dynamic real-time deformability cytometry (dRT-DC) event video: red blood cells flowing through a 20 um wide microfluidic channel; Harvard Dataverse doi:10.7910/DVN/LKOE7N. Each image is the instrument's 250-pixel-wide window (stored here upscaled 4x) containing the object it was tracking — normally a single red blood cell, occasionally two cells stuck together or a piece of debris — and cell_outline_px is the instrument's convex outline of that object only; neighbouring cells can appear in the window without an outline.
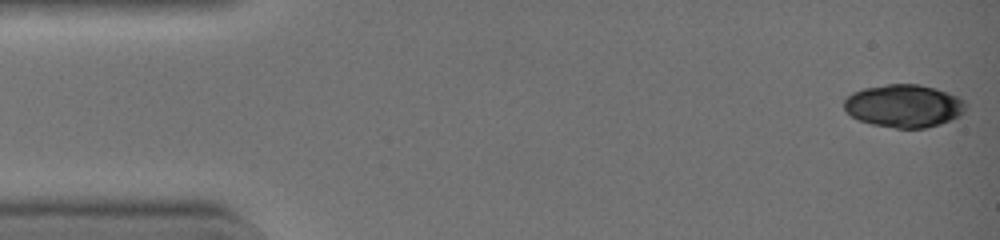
{"species": "common noctule bat (a hibernating species)", "species_latin": "Nyctalus noctula", "temperature_condition": "warm", "stored_images_in_passage": 42, "camera_frame_rate_fps": 3000, "um_per_image_px": 0.085, "animal": {"sex": "female", "body_mass_g": 19.0, "forearm_length_mm": 51.5}, "frame": {"image": 1, "passage_image": 1, "time_ms": 0.0, "image_size_px": [1000, 240], "cell_outline_px": [[964, 112], [940, 124], [924, 128], [896, 128], [872, 124], [860, 120], [852, 116], [844, 108], [844, 100], [852, 92], [864, 88], [888, 84], [916, 84], [932, 88], [956, 96], [964, 100]], "centroid_in_image_um": [76.78, 9.0], "position_along_channel_um": 8.2, "area_um2": 29.82}}
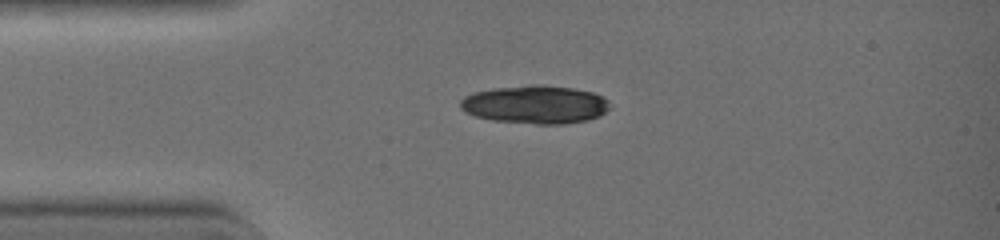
{"frame": {"image": 2, "passage_image": 10, "time_ms": 3.0, "image_size_px": [1000, 240], "cell_outline_px": [[608, 108], [600, 116], [588, 120], [560, 124], [536, 124], [492, 120], [476, 116], [460, 108], [460, 100], [464, 96], [476, 92], [496, 88], [528, 84], [540, 84], [572, 88], [592, 92], [608, 100]], "centroid_in_image_um": [45.49, 8.88], "position_along_channel_um": 39.5, "area_um2": 33.12}}